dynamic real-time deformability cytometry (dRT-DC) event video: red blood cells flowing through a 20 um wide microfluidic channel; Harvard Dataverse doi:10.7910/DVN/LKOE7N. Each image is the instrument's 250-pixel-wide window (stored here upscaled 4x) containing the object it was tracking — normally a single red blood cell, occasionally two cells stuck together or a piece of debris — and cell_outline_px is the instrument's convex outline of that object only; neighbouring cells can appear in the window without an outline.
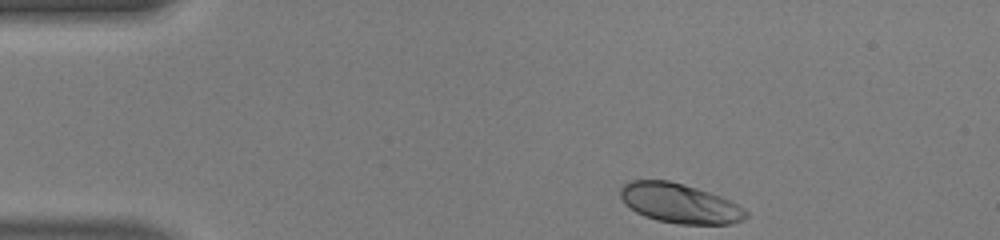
{"species": "human", "species_latin": "Homo sapiens", "temperature_condition": "warm", "stored_images_in_passage": 36, "camera_frame_rate_fps": 3000, "um_per_image_px": 0.085, "donor": {"sex": "male"}, "frame": {"image": 1, "passage_image": 1, "time_ms": 0.0, "image_size_px": [1000, 240], "cell_outline_px": [[748, 216], [744, 220], [732, 224], [680, 224], [656, 220], [644, 216], [636, 212], [624, 204], [620, 196], [620, 188], [628, 180], [668, 180], [684, 184], [720, 196], [744, 208], [748, 212]], "centroid_in_image_um": [57.75, 17.28], "position_along_channel_um": 27.2, "area_um2": 29.07}}
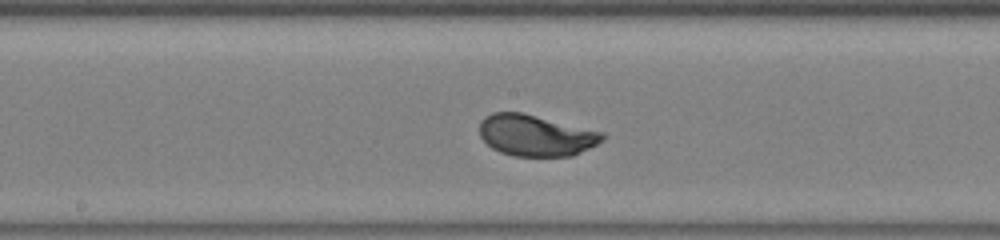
{"frame": {"image": 2, "passage_image": 19, "time_ms": 6.0, "image_size_px": [1000, 240], "cell_outline_px": [[604, 140], [572, 156], [512, 156], [500, 152], [492, 148], [480, 136], [480, 120], [484, 116], [492, 112], [524, 112], [604, 132]], "centroid_in_image_um": [45.53, 11.49], "position_along_channel_um": 202.7, "area_um2": 29.77}}
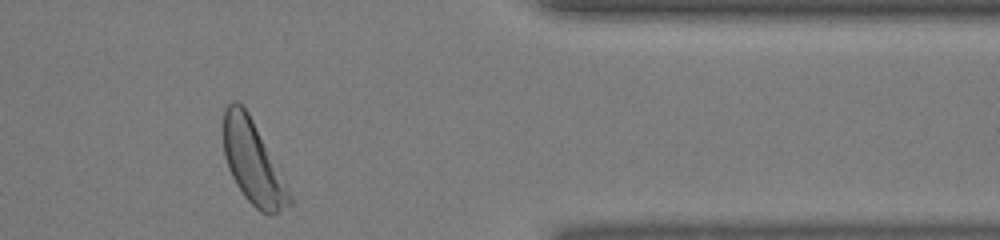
{"frame": {"image": 3, "passage_image": 34, "time_ms": 11.0, "image_size_px": [1000, 240], "cell_outline_px": [[292, 204], [280, 212], [268, 216], [260, 212], [244, 196], [236, 184], [228, 168], [224, 156], [224, 108], [232, 100], [236, 100], [248, 112], [292, 196]], "centroid_in_image_um": [21.48, 13.84], "position_along_channel_um": 389.9, "area_um2": 31.33}, "authors_computed_cell_mechanics": {"area_um2": 29.5936, "velocity_mm_per_s": 4.141, "shape_relaxation_time_tau1_ms": 1.6737, "shape_relaxation_time_tau2_ms": null, "deformation_change_tau1": 0.1456, "deformation_change_tau2": null}}